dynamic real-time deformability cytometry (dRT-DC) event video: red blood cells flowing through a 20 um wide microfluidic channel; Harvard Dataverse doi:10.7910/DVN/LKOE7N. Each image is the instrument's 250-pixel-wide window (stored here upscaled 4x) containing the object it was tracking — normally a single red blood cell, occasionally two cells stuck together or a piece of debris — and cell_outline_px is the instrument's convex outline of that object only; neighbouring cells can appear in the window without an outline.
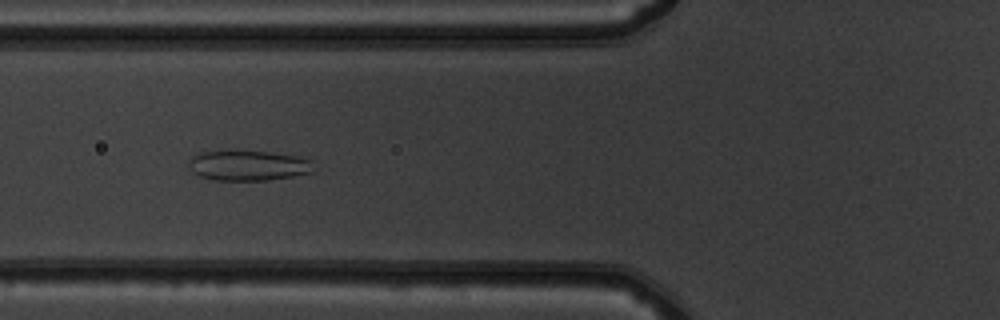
{"species": "common noctule bat (a hibernating species)", "species_latin": "Nyctalus noctula", "temperature_condition": "warm", "stored_images_in_passage": 15, "camera_frame_rate_fps": 3000, "um_per_image_px": 0.085, "animal": {"sex": "male", "body_mass_g": 19.5, "forearm_length_mm": 54.6}, "frame": {"image": 1, "passage_image": 9, "time_ms": 2.667, "image_size_px": [1000, 320], "cell_outline_px": [[312, 172], [292, 176], [268, 180], [212, 180], [200, 176], [192, 172], [188, 164], [188, 160], [192, 156], [200, 152], [268, 152], [296, 156], [312, 160]], "centroid_in_image_um": [21.07, 14.08], "position_along_channel_um": 104.7, "area_um2": 21.62}}